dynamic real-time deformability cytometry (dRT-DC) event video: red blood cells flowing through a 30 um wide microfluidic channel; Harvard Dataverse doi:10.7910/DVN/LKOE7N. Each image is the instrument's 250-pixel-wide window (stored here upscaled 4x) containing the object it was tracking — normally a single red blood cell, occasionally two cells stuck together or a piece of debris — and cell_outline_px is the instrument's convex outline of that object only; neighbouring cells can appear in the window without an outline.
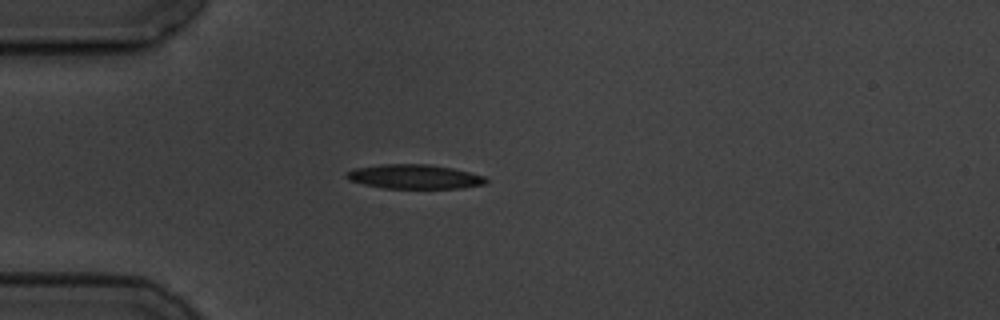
{"species": "common noctule bat (a hibernating species)", "species_latin": "Nyctalus noctula", "temperature_condition": "cold", "stored_images_in_passage": 7, "camera_frame_rate_fps": 3000, "um_per_image_px": 0.085, "animal": {"sex": "male", "body_mass_g": 19.5, "forearm_length_mm": 54.6}, "frame": {"image": 1, "passage_image": 5, "time_ms": 4.667, "image_size_px": [1000, 320], "cell_outline_px": [[488, 180], [484, 184], [460, 188], [384, 188], [364, 184], [348, 180], [344, 176], [348, 172], [356, 168], [380, 164], [428, 164], [452, 168], [484, 176]], "centroid_in_image_um": [35.2, 15.01], "position_along_channel_um": 49.8, "area_um2": 19.59}}
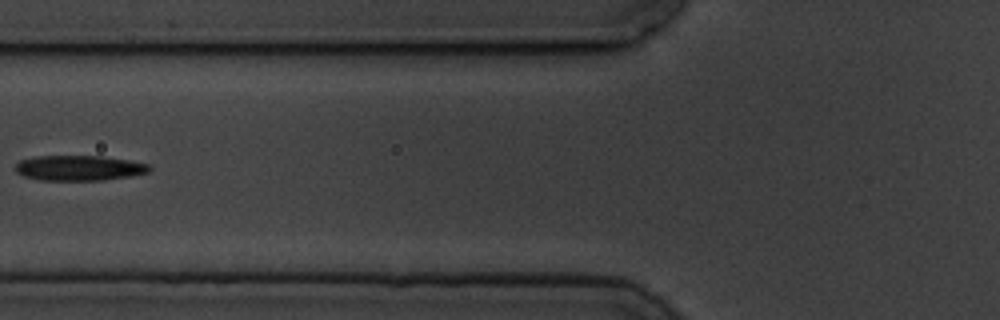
{"frame": {"image": 2, "passage_image": 7, "time_ms": 7.0, "image_size_px": [1000, 320], "cell_outline_px": [[152, 168], [148, 172], [128, 176], [104, 180], [40, 180], [24, 176], [16, 172], [16, 164], [20, 160], [36, 156], [100, 156], [128, 160], [148, 164]], "centroid_in_image_um": [6.7, 14.28], "position_along_channel_um": 119.1, "area_um2": 19.54}}